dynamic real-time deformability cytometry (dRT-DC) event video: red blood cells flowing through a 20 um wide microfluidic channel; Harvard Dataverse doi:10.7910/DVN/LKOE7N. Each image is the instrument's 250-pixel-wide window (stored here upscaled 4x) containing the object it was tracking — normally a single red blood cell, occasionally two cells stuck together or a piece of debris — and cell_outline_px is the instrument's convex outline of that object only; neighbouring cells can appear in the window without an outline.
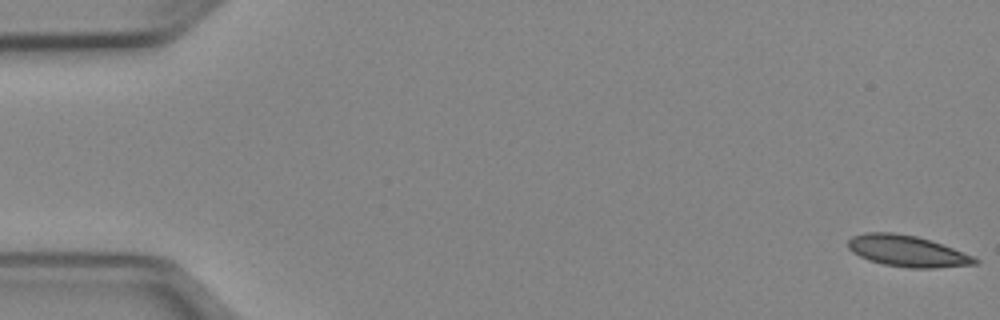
{"species": "Egyptian fruit bat (a non-hibernating species)", "species_latin": "Rousettus aegyptiacus", "temperature_condition": "cold", "stored_images_in_passage": 52, "camera_frame_rate_fps": 3000, "um_per_image_px": 0.085, "animal": {"sex": "female"}, "frame": {"image": 1, "passage_image": 1, "time_ms": 0.0, "image_size_px": [1000, 320], "cell_outline_px": [[980, 260], [976, 264], [932, 268], [908, 268], [884, 264], [868, 260], [852, 252], [848, 248], [848, 240], [852, 236], [864, 232], [892, 232], [916, 236], [952, 248], [972, 256]], "centroid_in_image_um": [77.06, 21.34], "position_along_channel_um": 7.9, "area_um2": 22.89}}
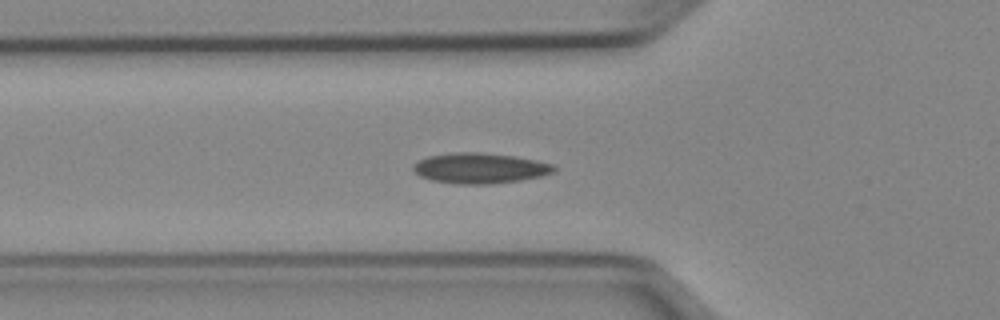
{"frame": {"image": 2, "passage_image": 18, "time_ms": 5.667, "image_size_px": [1000, 320], "cell_outline_px": [[556, 168], [552, 172], [540, 176], [520, 180], [488, 184], [460, 184], [432, 180], [420, 176], [412, 168], [412, 164], [428, 156], [452, 152], [480, 152], [516, 156], [536, 160], [552, 164]], "centroid_in_image_um": [40.77, 14.28], "position_along_channel_um": 85.0, "area_um2": 24.85}}
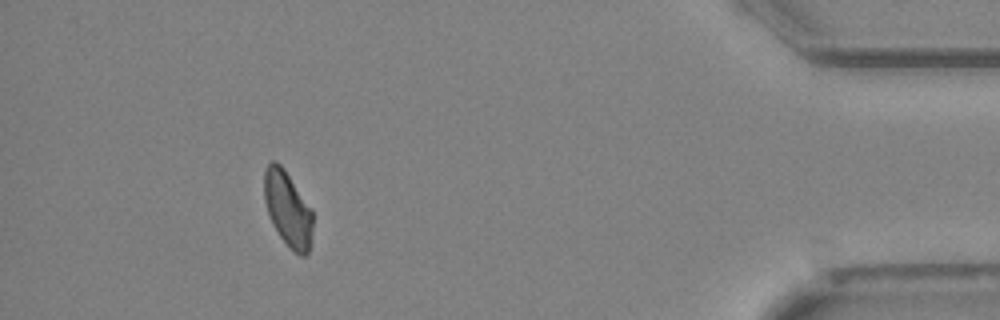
{"frame": {"image": 3, "passage_image": 47, "time_ms": 15.333, "image_size_px": [1000, 320], "cell_outline_px": [[312, 228], [308, 252], [304, 256], [300, 256], [288, 248], [280, 236], [268, 212], [264, 200], [264, 172], [268, 164], [272, 160], [276, 160], [284, 168], [312, 208]], "centroid_in_image_um": [24.46, 17.73], "position_along_channel_um": 410.7, "area_um2": 21.21}}